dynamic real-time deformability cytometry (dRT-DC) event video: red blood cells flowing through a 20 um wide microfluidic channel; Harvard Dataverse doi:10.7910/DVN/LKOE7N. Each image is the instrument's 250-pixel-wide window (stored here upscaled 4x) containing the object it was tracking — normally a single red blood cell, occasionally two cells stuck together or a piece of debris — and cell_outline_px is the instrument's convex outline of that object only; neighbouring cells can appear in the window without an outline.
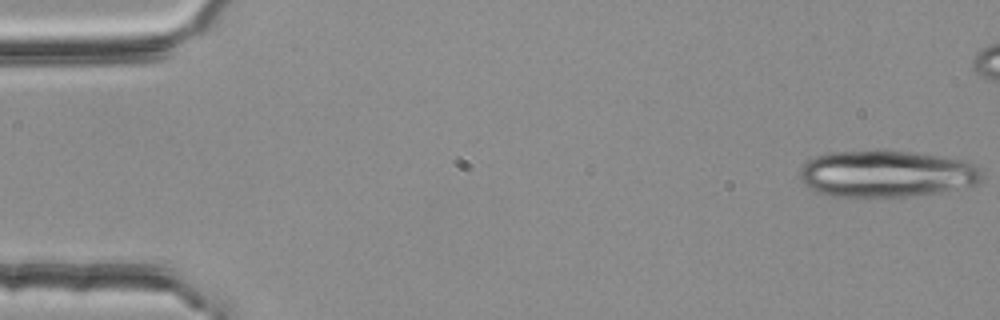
{"species": "common noctule bat (a hibernating species)", "species_latin": "Nyctalus noctula", "temperature_condition": "room temperature", "stored_images_in_passage": 19, "camera_frame_rate_fps": 3000, "um_per_image_px": 0.085, "animal": {"sex": "female", "body_mass_g": 25.1}, "frame": {"image": 1, "passage_image": 1, "time_ms": 0.0, "image_size_px": [1000, 320], "cell_outline_px": [[984, 176], [976, 184], [940, 192], [908, 196], [836, 196], [820, 192], [808, 188], [800, 180], [800, 168], [808, 160], [816, 156], [828, 152], [908, 152], [964, 160], [980, 168], [984, 172]], "centroid_in_image_um": [75.35, 14.78], "position_along_channel_um": 9.6, "area_um2": 48.84}}